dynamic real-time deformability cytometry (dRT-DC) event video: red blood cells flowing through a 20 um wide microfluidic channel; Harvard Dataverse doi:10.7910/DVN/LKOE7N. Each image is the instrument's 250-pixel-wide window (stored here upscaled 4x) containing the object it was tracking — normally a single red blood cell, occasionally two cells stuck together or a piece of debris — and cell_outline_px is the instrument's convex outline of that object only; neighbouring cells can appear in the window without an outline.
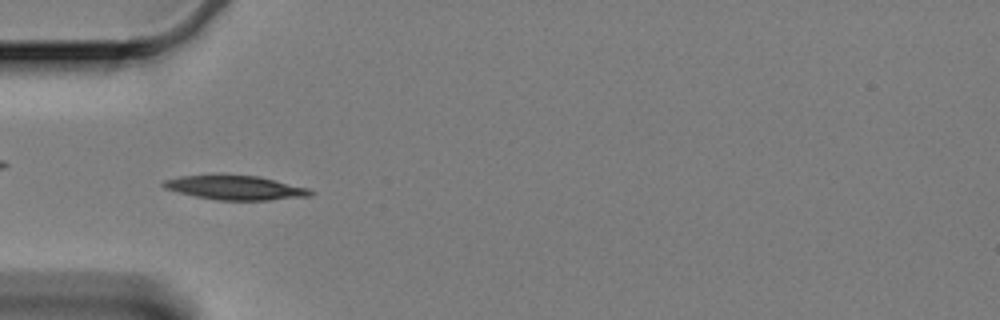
{"species": "Egyptian fruit bat (a non-hibernating species)", "species_latin": "Rousettus aegyptiacus", "temperature_condition": "cold", "stored_images_in_passage": 60, "camera_frame_rate_fps": 3000, "um_per_image_px": 0.085, "animal": {"sex": "female"}, "frame": {"image": 1, "passage_image": 18, "time_ms": 5.667, "image_size_px": [1000, 320], "cell_outline_px": [[316, 192], [312, 196], [268, 200], [216, 200], [196, 196], [164, 188], [160, 184], [164, 180], [180, 176], [220, 172], [260, 176], [308, 188]], "centroid_in_image_um": [19.99, 15.91], "position_along_channel_um": 65.0, "area_um2": 21.56}}
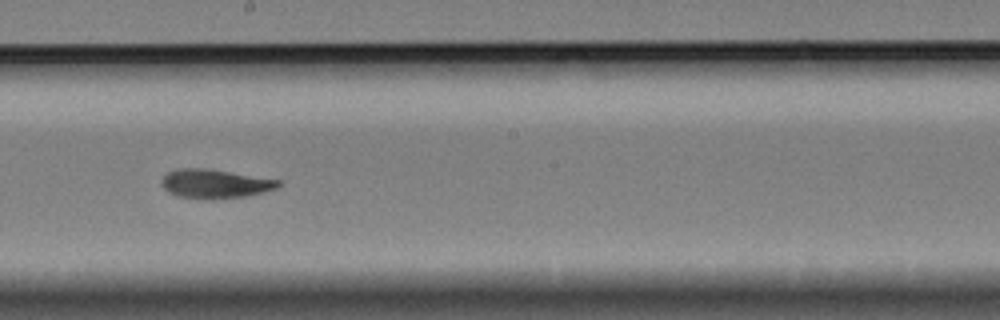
{"frame": {"image": 2, "passage_image": 33, "time_ms": 10.667, "image_size_px": [1000, 320], "cell_outline_px": [[280, 184], [276, 188], [264, 192], [244, 196], [212, 200], [204, 200], [176, 196], [168, 192], [160, 184], [160, 180], [168, 172], [176, 168], [204, 168], [280, 180]], "centroid_in_image_um": [18.2, 15.63], "position_along_channel_um": 230.0, "area_um2": 19.83}}
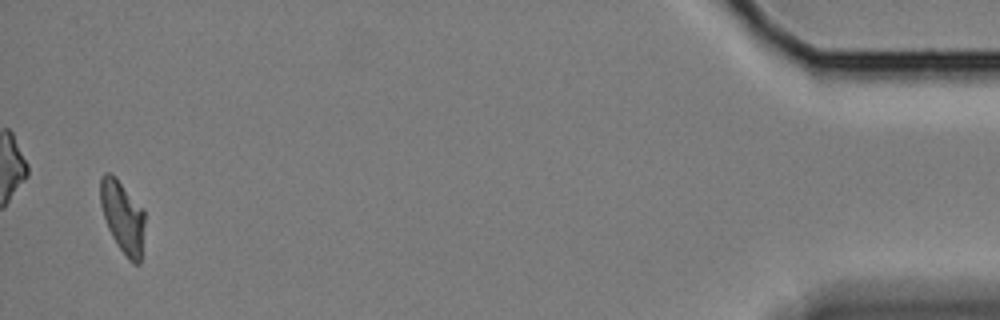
{"frame": {"image": 3, "passage_image": 58, "time_ms": 19.0, "image_size_px": [1000, 320], "cell_outline_px": [[144, 224], [140, 264], [132, 264], [128, 260], [116, 244], [108, 228], [100, 204], [100, 176], [104, 172], [108, 172], [116, 176], [144, 208]], "centroid_in_image_um": [10.42, 18.4], "position_along_channel_um": 424.8, "area_um2": 18.96}, "authors_computed_cell_mechanics": {"area_um2": 19.5075, "velocity_mm_per_s": 3.2985, "shape_relaxation_time_tau1_ms": 5.6598, "shape_relaxation_time_tau2_ms": 3.2333, "deformation_change_tau1": 0.1732, "deformation_change_tau2": 0.089}}